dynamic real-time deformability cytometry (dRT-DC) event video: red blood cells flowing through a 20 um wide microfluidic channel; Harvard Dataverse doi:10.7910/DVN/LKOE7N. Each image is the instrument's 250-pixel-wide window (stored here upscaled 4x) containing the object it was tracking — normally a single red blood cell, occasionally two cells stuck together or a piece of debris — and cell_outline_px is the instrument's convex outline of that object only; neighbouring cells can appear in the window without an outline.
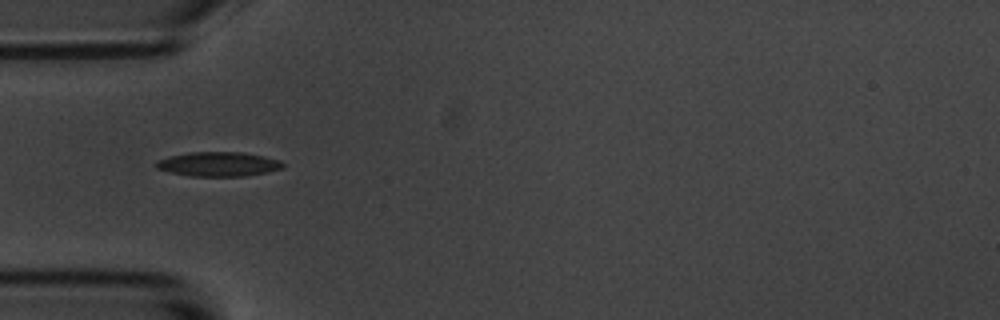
{"species": "common noctule bat (a hibernating species)", "species_latin": "Nyctalus noctula", "temperature_condition": "room temperature", "stored_images_in_passage": 17, "camera_frame_rate_fps": 3000, "um_per_image_px": 0.085, "animal": {"sex": "male", "body_mass_g": 20.1, "forearm_length_mm": 53.5}, "frame": {"image": 1, "passage_image": 1, "time_ms": 0.0, "image_size_px": [1000, 320], "cell_outline_px": [[284, 168], [268, 172], [244, 176], [188, 176], [156, 168], [156, 160], [188, 152], [240, 152], [264, 156], [280, 160], [284, 164]], "centroid_in_image_um": [18.6, 13.95], "position_along_channel_um": 66.4, "area_um2": 17.98}}
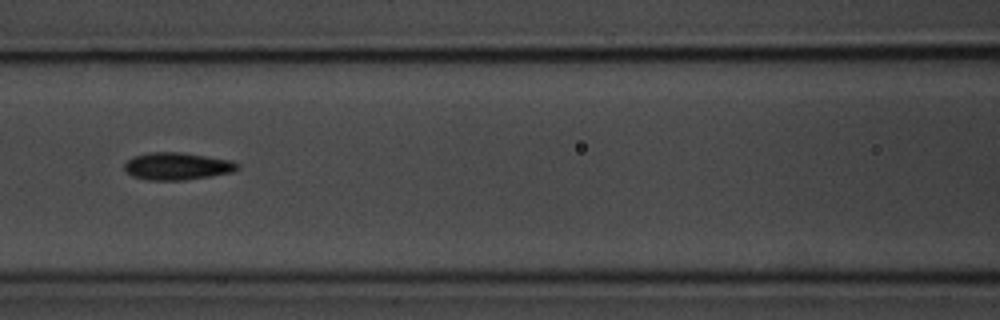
{"frame": {"image": 2, "passage_image": 8, "time_ms": 2.333, "image_size_px": [1000, 320], "cell_outline_px": [[240, 168], [232, 172], [212, 176], [184, 180], [144, 180], [132, 176], [124, 168], [124, 164], [132, 156], [148, 152], [180, 152], [232, 160], [240, 164]], "centroid_in_image_um": [15.06, 14.12], "position_along_channel_um": 151.5, "area_um2": 18.21}}